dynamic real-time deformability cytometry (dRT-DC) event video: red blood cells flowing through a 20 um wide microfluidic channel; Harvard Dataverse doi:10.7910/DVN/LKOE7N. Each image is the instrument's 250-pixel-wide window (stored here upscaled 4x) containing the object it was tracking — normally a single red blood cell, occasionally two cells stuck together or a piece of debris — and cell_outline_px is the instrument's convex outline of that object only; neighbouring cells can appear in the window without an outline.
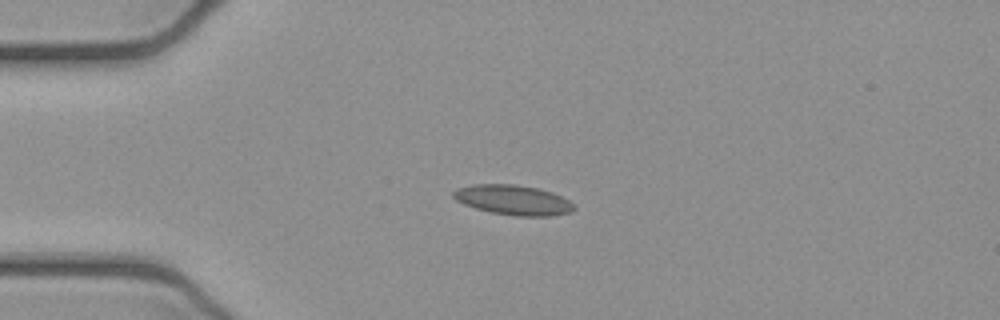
{"species": "common noctule bat (a hibernating species)", "species_latin": "Nyctalus noctula", "temperature_condition": "cold", "stored_images_in_passage": 47, "camera_frame_rate_fps": 3000, "um_per_image_px": 0.085, "animal": {"sex": "female", "body_mass_g": 21.9}, "frame": {"image": 1, "passage_image": 12, "time_ms": 3.667, "image_size_px": [1000, 320], "cell_outline_px": [[576, 208], [572, 212], [552, 216], [516, 216], [492, 212], [476, 208], [464, 204], [456, 200], [452, 196], [452, 192], [456, 188], [472, 184], [516, 184], [536, 188], [552, 192], [568, 200]], "centroid_in_image_um": [43.6, 16.99], "position_along_channel_um": 41.4, "area_um2": 21.04}}
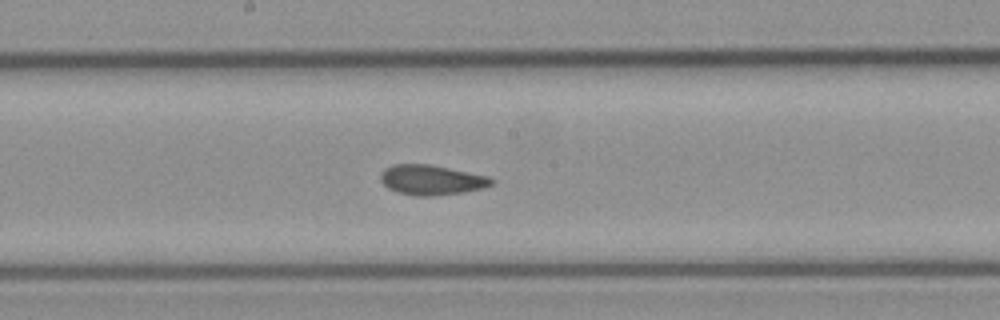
{"frame": {"image": 2, "passage_image": 27, "time_ms": 8.667, "image_size_px": [1000, 320], "cell_outline_px": [[496, 180], [492, 184], [484, 188], [460, 192], [432, 196], [416, 196], [396, 192], [388, 188], [380, 180], [380, 172], [384, 168], [392, 164], [428, 164], [488, 176]], "centroid_in_image_um": [36.63, 15.29], "position_along_channel_um": 211.6, "area_um2": 19.36}}
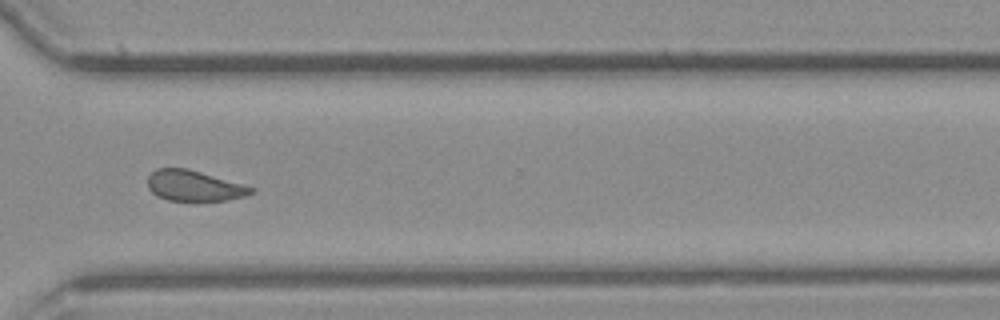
{"frame": {"image": 3, "passage_image": 38, "time_ms": 12.333, "image_size_px": [1000, 320], "cell_outline_px": [[256, 192], [244, 196], [228, 200], [168, 200], [156, 196], [148, 188], [148, 176], [156, 168], [188, 168], [244, 184], [256, 188]], "centroid_in_image_um": [16.52, 15.78], "position_along_channel_um": 354.1, "area_um2": 18.55}, "authors_computed_cell_mechanics": {"area_um2": 19.7676, "velocity_mm_per_s": 3.8919, "shape_relaxation_time_tau1_ms": null, "shape_relaxation_time_tau2_ms": 1.8616, "deformation_change_tau1": null, "deformation_change_tau2": 0.0806}}